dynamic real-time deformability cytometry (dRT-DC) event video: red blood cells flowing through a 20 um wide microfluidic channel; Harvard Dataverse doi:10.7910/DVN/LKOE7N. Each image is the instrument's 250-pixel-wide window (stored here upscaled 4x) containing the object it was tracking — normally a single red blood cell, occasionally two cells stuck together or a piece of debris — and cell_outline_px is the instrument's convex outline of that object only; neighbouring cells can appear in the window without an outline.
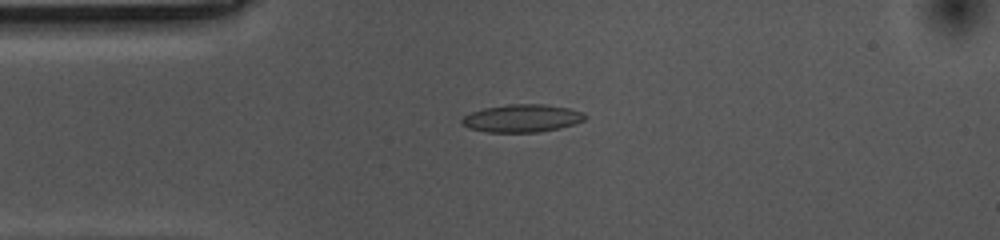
{"species": "common noctule bat (a hibernating species)", "species_latin": "Nyctalus noctula", "temperature_condition": "cold", "stored_images_in_passage": 55, "camera_frame_rate_fps": 3000, "um_per_image_px": 0.085, "animal": {"sex": "female", "body_mass_g": 10.0, "forearm_length_mm": 53.1}, "frame": {"image": 1, "passage_image": 12, "time_ms": 3.667, "image_size_px": [1000, 240], "cell_outline_px": [[588, 116], [584, 120], [576, 124], [560, 128], [540, 132], [488, 132], [468, 128], [460, 124], [460, 120], [464, 116], [472, 112], [484, 108], [508, 104], [544, 104], [568, 108], [584, 112]], "centroid_in_image_um": [44.39, 10.06], "position_along_channel_um": 40.6, "area_um2": 20.11}}
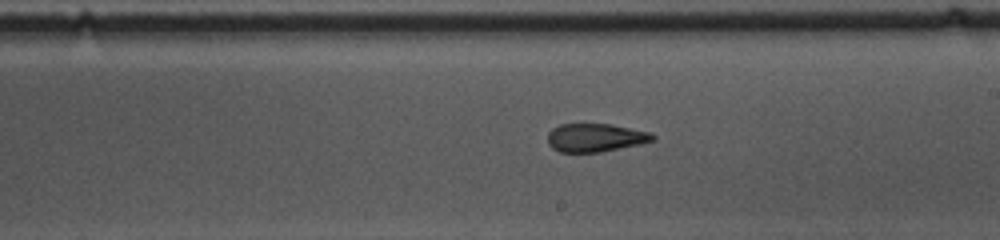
{"frame": {"image": 2, "passage_image": 30, "time_ms": 9.667, "image_size_px": [1000, 240], "cell_outline_px": [[656, 140], [640, 144], [600, 152], [560, 152], [552, 148], [548, 144], [548, 132], [552, 128], [560, 124], [612, 124], [652, 132], [656, 136]], "centroid_in_image_um": [50.63, 11.69], "position_along_channel_um": 238.4, "area_um2": 17.51}}
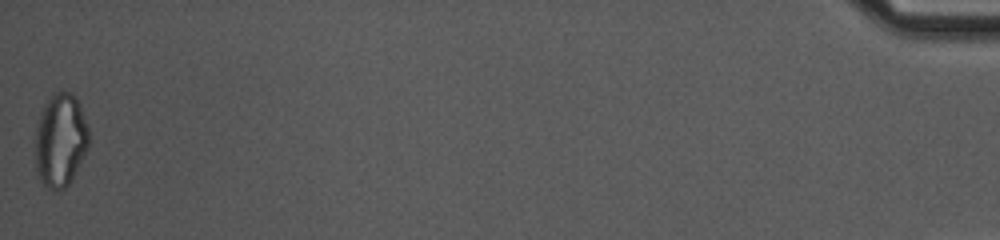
{"frame": {"image": 3, "passage_image": 55, "time_ms": 18.0, "image_size_px": [1000, 240], "cell_outline_px": [[88, 148], [72, 180], [60, 192], [56, 192], [48, 188], [40, 180], [36, 168], [36, 128], [40, 112], [44, 104], [56, 92], [72, 92], [76, 96], [80, 104], [88, 128]], "centroid_in_image_um": [5.14, 11.93], "position_along_channel_um": 430.1, "area_um2": 29.25}, "authors_computed_cell_mechanics": {"area_um2": 19.1896, "velocity_mm_per_s": 3.5468, "shape_relaxation_time_tau1_ms": null, "shape_relaxation_time_tau2_ms": 3.0217, "deformation_change_tau1": null, "deformation_change_tau2": 0.1059}}